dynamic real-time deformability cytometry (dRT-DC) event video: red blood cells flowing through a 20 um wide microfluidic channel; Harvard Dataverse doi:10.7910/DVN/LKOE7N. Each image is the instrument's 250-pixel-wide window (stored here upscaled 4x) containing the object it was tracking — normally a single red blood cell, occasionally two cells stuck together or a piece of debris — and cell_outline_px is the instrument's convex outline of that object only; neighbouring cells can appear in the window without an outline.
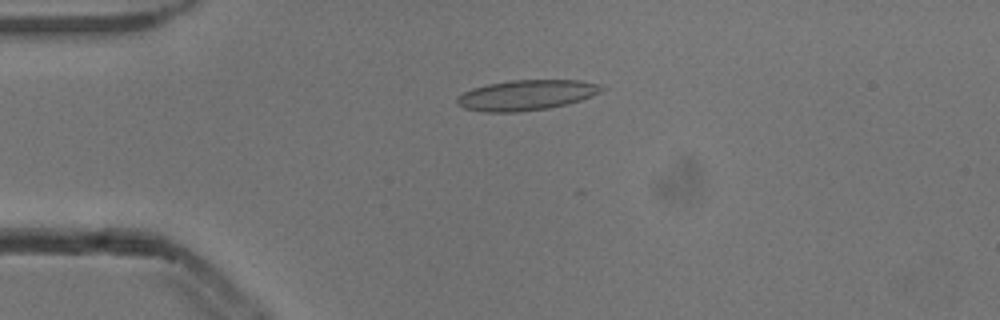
{"species": "common noctule bat (a hibernating species)", "species_latin": "Nyctalus noctula", "temperature_condition": "cold", "stored_images_in_passage": 5, "camera_frame_rate_fps": 3000, "um_per_image_px": 0.085, "animal": {"sex": "male", "body_mass_g": 13.3}, "frame": {"image": 1, "passage_image": 1, "time_ms": 0.0, "image_size_px": [1000, 320], "cell_outline_px": [[604, 88], [600, 92], [592, 96], [580, 100], [548, 108], [516, 112], [484, 112], [464, 108], [456, 104], [456, 100], [464, 92], [472, 88], [488, 84], [512, 80], [580, 80], [604, 84]], "centroid_in_image_um": [44.76, 8.07], "position_along_channel_um": 40.2, "area_um2": 25.49}}
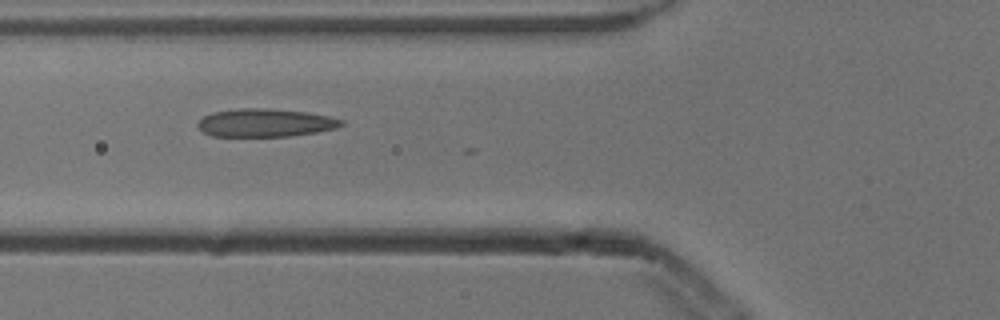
{"frame": {"image": 2, "passage_image": 3, "time_ms": 0.667, "image_size_px": [1000, 320], "cell_outline_px": [[344, 124], [336, 128], [316, 132], [288, 136], [212, 136], [204, 132], [196, 124], [204, 116], [212, 112], [240, 108], [268, 108], [304, 112], [328, 116], [344, 120]], "centroid_in_image_um": [22.54, 10.43], "position_along_channel_um": 103.3, "area_um2": 23.35}}
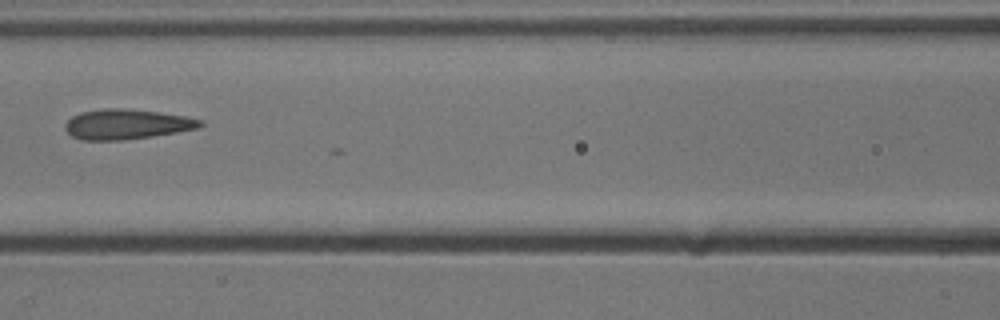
{"frame": {"image": 3, "passage_image": 4, "time_ms": 1.0, "image_size_px": [1000, 320], "cell_outline_px": [[204, 124], [200, 128], [152, 136], [124, 140], [80, 140], [72, 136], [64, 128], [64, 124], [72, 116], [80, 112], [108, 108], [124, 108], [160, 112], [184, 116], [204, 120]], "centroid_in_image_um": [10.77, 10.56], "position_along_channel_um": 155.8, "area_um2": 23.76}}